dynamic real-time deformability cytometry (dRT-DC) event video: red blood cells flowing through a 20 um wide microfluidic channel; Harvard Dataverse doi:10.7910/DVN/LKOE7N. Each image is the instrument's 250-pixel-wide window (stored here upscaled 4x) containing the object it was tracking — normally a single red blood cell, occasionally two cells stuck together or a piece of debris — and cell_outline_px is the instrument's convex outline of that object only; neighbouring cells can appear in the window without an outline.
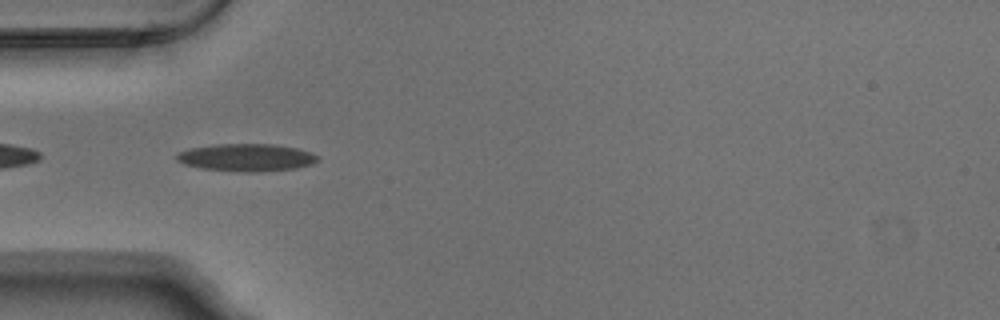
{"species": "Egyptian fruit bat (a non-hibernating species)", "species_latin": "Rousettus aegyptiacus", "temperature_condition": "warm", "stored_images_in_passage": 39, "camera_frame_rate_fps": 3000, "um_per_image_px": 0.085, "animal": {"sex": "male"}, "frame": {"image": 1, "passage_image": 2, "time_ms": 0.333, "image_size_px": [1000, 320], "cell_outline_px": [[320, 160], [312, 164], [296, 168], [260, 172], [244, 172], [200, 168], [184, 164], [176, 160], [176, 152], [188, 148], [216, 144], [272, 144], [296, 148], [312, 152], [320, 156]], "centroid_in_image_um": [20.95, 13.38], "position_along_channel_um": 64.1, "area_um2": 22.89}}
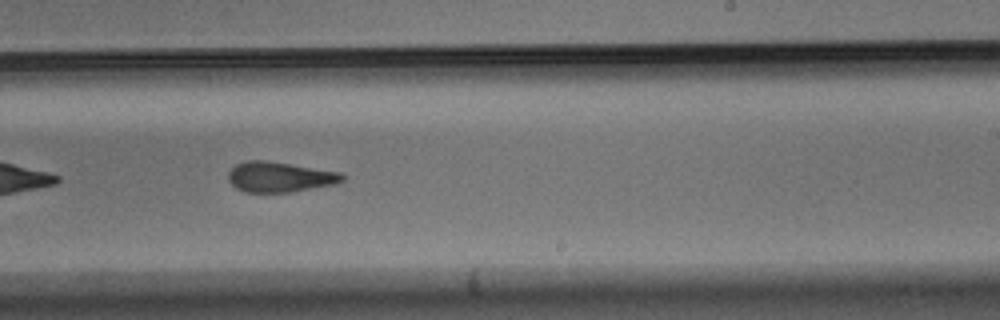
{"frame": {"image": 2, "passage_image": 18, "time_ms": 5.667, "image_size_px": [1000, 320], "cell_outline_px": [[344, 180], [336, 184], [288, 192], [244, 192], [236, 188], [228, 180], [228, 172], [236, 164], [248, 160], [264, 160], [344, 172]], "centroid_in_image_um": [23.79, 15.03], "position_along_channel_um": 265.2, "area_um2": 20.17}}
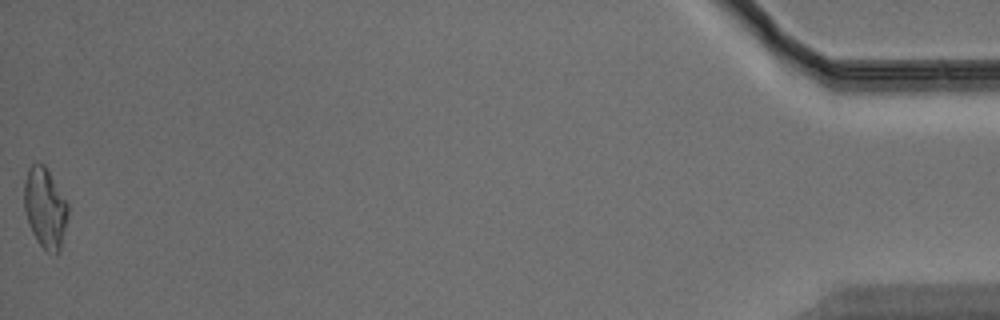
{"frame": {"image": 3, "passage_image": 39, "time_ms": 12.667, "image_size_px": [1000, 320], "cell_outline_px": [[68, 216], [60, 248], [56, 256], [48, 252], [36, 240], [28, 224], [24, 208], [24, 180], [28, 168], [32, 164], [44, 164], [68, 204]], "centroid_in_image_um": [3.82, 17.69], "position_along_channel_um": 431.4, "area_um2": 20.4}, "authors_computed_cell_mechanics": {"area_um2": 20.5768, "velocity_mm_per_s": 3.773, "shape_relaxation_time_tau1_ms": 6.2864, "shape_relaxation_time_tau2_ms": 3.1207, "deformation_change_tau1": 0.1948, "deformation_change_tau2": 0.1283}}